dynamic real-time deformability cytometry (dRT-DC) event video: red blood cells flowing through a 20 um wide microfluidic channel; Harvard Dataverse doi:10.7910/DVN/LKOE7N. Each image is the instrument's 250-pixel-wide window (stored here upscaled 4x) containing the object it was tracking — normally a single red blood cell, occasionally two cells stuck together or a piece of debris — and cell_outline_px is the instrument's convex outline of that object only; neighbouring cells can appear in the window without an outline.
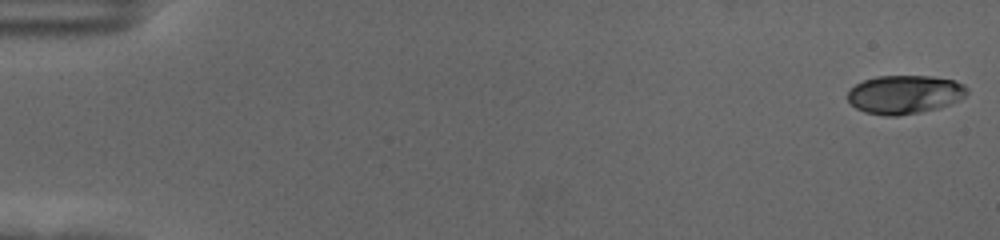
{"species": "human", "species_latin": "Homo sapiens", "temperature_condition": "cold", "stored_images_in_passage": 57, "camera_frame_rate_fps": 3000, "um_per_image_px": 0.085, "donor": {"sex": "female"}, "frame": {"image": 1, "passage_image": 1, "time_ms": 0.0, "image_size_px": [1000, 240], "cell_outline_px": [[968, 92], [960, 100], [940, 108], [920, 112], [896, 116], [884, 116], [864, 112], [856, 108], [848, 100], [848, 88], [864, 80], [876, 76], [932, 76], [956, 80], [964, 84], [968, 88]], "centroid_in_image_um": [76.91, 8.03], "position_along_channel_um": 8.1, "area_um2": 27.17}}
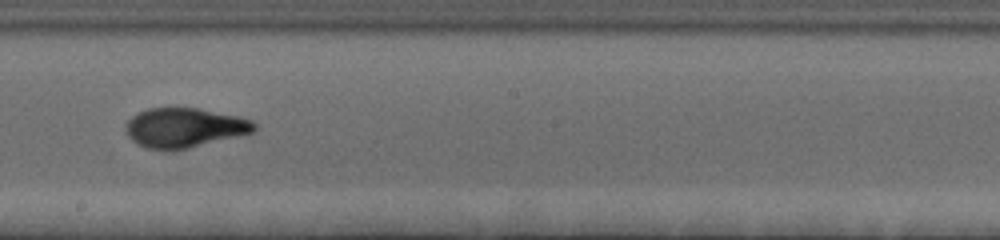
{"frame": {"image": 2, "passage_image": 33, "time_ms": 10.667, "image_size_px": [1000, 240], "cell_outline_px": [[256, 128], [252, 132], [172, 152], [168, 152], [148, 148], [136, 144], [128, 136], [124, 128], [124, 124], [132, 116], [148, 108], [200, 108], [240, 116], [252, 120], [256, 124]], "centroid_in_image_um": [15.63, 10.86], "position_along_channel_um": 232.6, "area_um2": 29.88}}
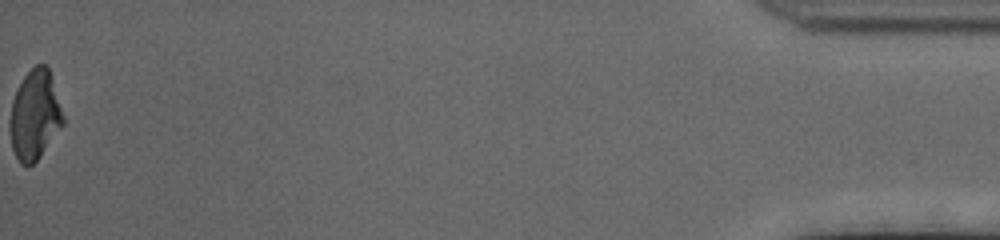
{"frame": {"image": 3, "passage_image": 57, "time_ms": 18.667, "image_size_px": [1000, 240], "cell_outline_px": [[64, 124], [40, 156], [28, 168], [20, 164], [12, 148], [12, 100], [24, 76], [36, 64], [44, 64], [48, 68], [64, 116]], "centroid_in_image_um": [2.99, 9.8], "position_along_channel_um": 432.2, "area_um2": 26.99}, "authors_computed_cell_mechanics": {"area_um2": 28.322, "velocity_mm_per_s": 3.6312, "shape_relaxation_time_tau1_ms": 4.5851, "shape_relaxation_time_tau2_ms": null, "deformation_change_tau1": 0.1907, "deformation_change_tau2": null}}